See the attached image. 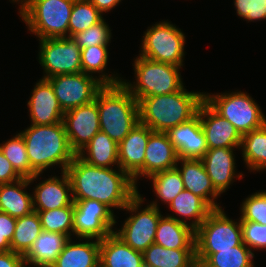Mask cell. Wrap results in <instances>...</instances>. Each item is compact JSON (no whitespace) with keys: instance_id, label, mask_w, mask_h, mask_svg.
<instances>
[{"instance_id":"1","label":"cell","mask_w":266,"mask_h":267,"mask_svg":"<svg viewBox=\"0 0 266 267\" xmlns=\"http://www.w3.org/2000/svg\"><path fill=\"white\" fill-rule=\"evenodd\" d=\"M66 172L72 185L73 200H97L114 210H123L138 193L133 179L120 168L88 164L78 155Z\"/></svg>"},{"instance_id":"2","label":"cell","mask_w":266,"mask_h":267,"mask_svg":"<svg viewBox=\"0 0 266 267\" xmlns=\"http://www.w3.org/2000/svg\"><path fill=\"white\" fill-rule=\"evenodd\" d=\"M26 146L30 162V178L37 173L66 171L76 153L72 150L63 122L52 125L29 124L19 132ZM56 166V167H55Z\"/></svg>"},{"instance_id":"3","label":"cell","mask_w":266,"mask_h":267,"mask_svg":"<svg viewBox=\"0 0 266 267\" xmlns=\"http://www.w3.org/2000/svg\"><path fill=\"white\" fill-rule=\"evenodd\" d=\"M204 93L184 87L171 94L145 97L138 102L139 122L152 131L167 132L198 114Z\"/></svg>"},{"instance_id":"4","label":"cell","mask_w":266,"mask_h":267,"mask_svg":"<svg viewBox=\"0 0 266 267\" xmlns=\"http://www.w3.org/2000/svg\"><path fill=\"white\" fill-rule=\"evenodd\" d=\"M100 131L119 144L139 123L138 101L122 84L104 85L96 94Z\"/></svg>"},{"instance_id":"5","label":"cell","mask_w":266,"mask_h":267,"mask_svg":"<svg viewBox=\"0 0 266 267\" xmlns=\"http://www.w3.org/2000/svg\"><path fill=\"white\" fill-rule=\"evenodd\" d=\"M134 80L122 79V84L139 102L149 96L171 94L182 90L185 85L181 75L183 67L156 62L137 56L133 58Z\"/></svg>"},{"instance_id":"6","label":"cell","mask_w":266,"mask_h":267,"mask_svg":"<svg viewBox=\"0 0 266 267\" xmlns=\"http://www.w3.org/2000/svg\"><path fill=\"white\" fill-rule=\"evenodd\" d=\"M73 0H28L20 9V20L38 39L68 37Z\"/></svg>"},{"instance_id":"7","label":"cell","mask_w":266,"mask_h":267,"mask_svg":"<svg viewBox=\"0 0 266 267\" xmlns=\"http://www.w3.org/2000/svg\"><path fill=\"white\" fill-rule=\"evenodd\" d=\"M236 220V221H235ZM196 262L203 263L212 253L243 243L240 217L232 219L224 207L214 209L195 230Z\"/></svg>"},{"instance_id":"8","label":"cell","mask_w":266,"mask_h":267,"mask_svg":"<svg viewBox=\"0 0 266 267\" xmlns=\"http://www.w3.org/2000/svg\"><path fill=\"white\" fill-rule=\"evenodd\" d=\"M204 100L226 118L241 136L266 124V115L260 105L245 91L205 92Z\"/></svg>"},{"instance_id":"9","label":"cell","mask_w":266,"mask_h":267,"mask_svg":"<svg viewBox=\"0 0 266 267\" xmlns=\"http://www.w3.org/2000/svg\"><path fill=\"white\" fill-rule=\"evenodd\" d=\"M146 200L138 188V193L122 210L126 211L125 214L129 213L128 216L123 224L121 222L119 228L114 229V233L126 244L142 253L154 243L158 222L164 215L161 209L149 204Z\"/></svg>"},{"instance_id":"10","label":"cell","mask_w":266,"mask_h":267,"mask_svg":"<svg viewBox=\"0 0 266 267\" xmlns=\"http://www.w3.org/2000/svg\"><path fill=\"white\" fill-rule=\"evenodd\" d=\"M155 23V24H154ZM143 32L139 56L156 62L169 63L183 67L185 65L186 35L172 21L154 22Z\"/></svg>"},{"instance_id":"11","label":"cell","mask_w":266,"mask_h":267,"mask_svg":"<svg viewBox=\"0 0 266 267\" xmlns=\"http://www.w3.org/2000/svg\"><path fill=\"white\" fill-rule=\"evenodd\" d=\"M38 62L43 69L41 78L82 72L81 48L72 37L38 39Z\"/></svg>"},{"instance_id":"12","label":"cell","mask_w":266,"mask_h":267,"mask_svg":"<svg viewBox=\"0 0 266 267\" xmlns=\"http://www.w3.org/2000/svg\"><path fill=\"white\" fill-rule=\"evenodd\" d=\"M73 237L102 240L114 232L117 215L97 200H73ZM117 220V221H116Z\"/></svg>"},{"instance_id":"13","label":"cell","mask_w":266,"mask_h":267,"mask_svg":"<svg viewBox=\"0 0 266 267\" xmlns=\"http://www.w3.org/2000/svg\"><path fill=\"white\" fill-rule=\"evenodd\" d=\"M63 111L88 104L104 86L95 77L83 72L47 78Z\"/></svg>"},{"instance_id":"14","label":"cell","mask_w":266,"mask_h":267,"mask_svg":"<svg viewBox=\"0 0 266 267\" xmlns=\"http://www.w3.org/2000/svg\"><path fill=\"white\" fill-rule=\"evenodd\" d=\"M58 174L60 176H56L54 173L45 179L43 178V173H37L29 179L30 185H35L32 188L34 211L74 206L70 178L66 171ZM36 180H40V182L37 184Z\"/></svg>"},{"instance_id":"15","label":"cell","mask_w":266,"mask_h":267,"mask_svg":"<svg viewBox=\"0 0 266 267\" xmlns=\"http://www.w3.org/2000/svg\"><path fill=\"white\" fill-rule=\"evenodd\" d=\"M62 122L70 146L77 155L100 131L96 97L88 104L65 111Z\"/></svg>"},{"instance_id":"16","label":"cell","mask_w":266,"mask_h":267,"mask_svg":"<svg viewBox=\"0 0 266 267\" xmlns=\"http://www.w3.org/2000/svg\"><path fill=\"white\" fill-rule=\"evenodd\" d=\"M152 132L149 127L139 122L118 144L119 168L133 179L137 187L140 183L138 181L144 179V158Z\"/></svg>"},{"instance_id":"17","label":"cell","mask_w":266,"mask_h":267,"mask_svg":"<svg viewBox=\"0 0 266 267\" xmlns=\"http://www.w3.org/2000/svg\"><path fill=\"white\" fill-rule=\"evenodd\" d=\"M240 148H215L208 151L201 158L205 170L212 181L214 188L222 195L229 191L230 186L245 178L244 172L237 170V155L234 151ZM240 179V180H239Z\"/></svg>"},{"instance_id":"18","label":"cell","mask_w":266,"mask_h":267,"mask_svg":"<svg viewBox=\"0 0 266 267\" xmlns=\"http://www.w3.org/2000/svg\"><path fill=\"white\" fill-rule=\"evenodd\" d=\"M198 114L208 149L240 148V133L205 100L201 103Z\"/></svg>"},{"instance_id":"19","label":"cell","mask_w":266,"mask_h":267,"mask_svg":"<svg viewBox=\"0 0 266 267\" xmlns=\"http://www.w3.org/2000/svg\"><path fill=\"white\" fill-rule=\"evenodd\" d=\"M27 101L30 124L52 125L63 121L64 111L61 108L51 83L40 78L35 83Z\"/></svg>"},{"instance_id":"20","label":"cell","mask_w":266,"mask_h":267,"mask_svg":"<svg viewBox=\"0 0 266 267\" xmlns=\"http://www.w3.org/2000/svg\"><path fill=\"white\" fill-rule=\"evenodd\" d=\"M166 134L174 145L179 159H201L208 151L199 114L170 128Z\"/></svg>"},{"instance_id":"21","label":"cell","mask_w":266,"mask_h":267,"mask_svg":"<svg viewBox=\"0 0 266 267\" xmlns=\"http://www.w3.org/2000/svg\"><path fill=\"white\" fill-rule=\"evenodd\" d=\"M176 168L181 174L185 190L203 198L213 209L223 208L217 202L221 194L214 188L201 159H179Z\"/></svg>"},{"instance_id":"22","label":"cell","mask_w":266,"mask_h":267,"mask_svg":"<svg viewBox=\"0 0 266 267\" xmlns=\"http://www.w3.org/2000/svg\"><path fill=\"white\" fill-rule=\"evenodd\" d=\"M178 154L166 132L153 131L146 147L144 158V179L160 171L173 169L178 162Z\"/></svg>"},{"instance_id":"23","label":"cell","mask_w":266,"mask_h":267,"mask_svg":"<svg viewBox=\"0 0 266 267\" xmlns=\"http://www.w3.org/2000/svg\"><path fill=\"white\" fill-rule=\"evenodd\" d=\"M69 239L65 234L42 230L23 255L25 267H51Z\"/></svg>"},{"instance_id":"24","label":"cell","mask_w":266,"mask_h":267,"mask_svg":"<svg viewBox=\"0 0 266 267\" xmlns=\"http://www.w3.org/2000/svg\"><path fill=\"white\" fill-rule=\"evenodd\" d=\"M167 208L171 213H167L166 216L190 226L193 230H196L214 210L203 198L185 189Z\"/></svg>"},{"instance_id":"25","label":"cell","mask_w":266,"mask_h":267,"mask_svg":"<svg viewBox=\"0 0 266 267\" xmlns=\"http://www.w3.org/2000/svg\"><path fill=\"white\" fill-rule=\"evenodd\" d=\"M100 240L70 238L51 267H96L99 264Z\"/></svg>"},{"instance_id":"26","label":"cell","mask_w":266,"mask_h":267,"mask_svg":"<svg viewBox=\"0 0 266 267\" xmlns=\"http://www.w3.org/2000/svg\"><path fill=\"white\" fill-rule=\"evenodd\" d=\"M99 263L103 267H143L142 252L134 250L114 232L100 240Z\"/></svg>"},{"instance_id":"27","label":"cell","mask_w":266,"mask_h":267,"mask_svg":"<svg viewBox=\"0 0 266 267\" xmlns=\"http://www.w3.org/2000/svg\"><path fill=\"white\" fill-rule=\"evenodd\" d=\"M29 187L32 186L28 178L0 184V211L14 218L32 213L34 211L33 195Z\"/></svg>"},{"instance_id":"28","label":"cell","mask_w":266,"mask_h":267,"mask_svg":"<svg viewBox=\"0 0 266 267\" xmlns=\"http://www.w3.org/2000/svg\"><path fill=\"white\" fill-rule=\"evenodd\" d=\"M110 45H96L81 49L82 72L95 77L103 85L122 83V75L108 68ZM116 73V74H115ZM121 75V77H120Z\"/></svg>"},{"instance_id":"29","label":"cell","mask_w":266,"mask_h":267,"mask_svg":"<svg viewBox=\"0 0 266 267\" xmlns=\"http://www.w3.org/2000/svg\"><path fill=\"white\" fill-rule=\"evenodd\" d=\"M195 230L174 218L163 215L157 226L154 243L168 249H195Z\"/></svg>"},{"instance_id":"30","label":"cell","mask_w":266,"mask_h":267,"mask_svg":"<svg viewBox=\"0 0 266 267\" xmlns=\"http://www.w3.org/2000/svg\"><path fill=\"white\" fill-rule=\"evenodd\" d=\"M77 155L93 166L119 168L118 144L102 131H99Z\"/></svg>"},{"instance_id":"31","label":"cell","mask_w":266,"mask_h":267,"mask_svg":"<svg viewBox=\"0 0 266 267\" xmlns=\"http://www.w3.org/2000/svg\"><path fill=\"white\" fill-rule=\"evenodd\" d=\"M142 254L147 267H192L196 263L195 249H168L153 243Z\"/></svg>"},{"instance_id":"32","label":"cell","mask_w":266,"mask_h":267,"mask_svg":"<svg viewBox=\"0 0 266 267\" xmlns=\"http://www.w3.org/2000/svg\"><path fill=\"white\" fill-rule=\"evenodd\" d=\"M240 152L250 173L266 171V124L242 136Z\"/></svg>"},{"instance_id":"33","label":"cell","mask_w":266,"mask_h":267,"mask_svg":"<svg viewBox=\"0 0 266 267\" xmlns=\"http://www.w3.org/2000/svg\"><path fill=\"white\" fill-rule=\"evenodd\" d=\"M148 180L152 182V192L156 196V199L149 203L159 209L161 206L159 201L167 207L185 189L181 174L176 167L155 173L147 178V182Z\"/></svg>"},{"instance_id":"34","label":"cell","mask_w":266,"mask_h":267,"mask_svg":"<svg viewBox=\"0 0 266 267\" xmlns=\"http://www.w3.org/2000/svg\"><path fill=\"white\" fill-rule=\"evenodd\" d=\"M42 231L36 211L16 218V227L11 241V251L24 255Z\"/></svg>"},{"instance_id":"35","label":"cell","mask_w":266,"mask_h":267,"mask_svg":"<svg viewBox=\"0 0 266 267\" xmlns=\"http://www.w3.org/2000/svg\"><path fill=\"white\" fill-rule=\"evenodd\" d=\"M255 255L242 243L239 246L212 253L203 263L204 267H255Z\"/></svg>"},{"instance_id":"36","label":"cell","mask_w":266,"mask_h":267,"mask_svg":"<svg viewBox=\"0 0 266 267\" xmlns=\"http://www.w3.org/2000/svg\"><path fill=\"white\" fill-rule=\"evenodd\" d=\"M0 150L22 178L30 179V162L25 141L18 131L0 143Z\"/></svg>"},{"instance_id":"37","label":"cell","mask_w":266,"mask_h":267,"mask_svg":"<svg viewBox=\"0 0 266 267\" xmlns=\"http://www.w3.org/2000/svg\"><path fill=\"white\" fill-rule=\"evenodd\" d=\"M103 18V14L90 1H74L70 14L68 37L85 31Z\"/></svg>"},{"instance_id":"38","label":"cell","mask_w":266,"mask_h":267,"mask_svg":"<svg viewBox=\"0 0 266 267\" xmlns=\"http://www.w3.org/2000/svg\"><path fill=\"white\" fill-rule=\"evenodd\" d=\"M36 212L39 215L42 230L62 233L73 238L74 206Z\"/></svg>"},{"instance_id":"39","label":"cell","mask_w":266,"mask_h":267,"mask_svg":"<svg viewBox=\"0 0 266 267\" xmlns=\"http://www.w3.org/2000/svg\"><path fill=\"white\" fill-rule=\"evenodd\" d=\"M240 221L266 225V190L249 194L240 204Z\"/></svg>"},{"instance_id":"40","label":"cell","mask_w":266,"mask_h":267,"mask_svg":"<svg viewBox=\"0 0 266 267\" xmlns=\"http://www.w3.org/2000/svg\"><path fill=\"white\" fill-rule=\"evenodd\" d=\"M111 31L112 29L108 22L103 18L97 24L75 34L72 38L81 49L96 45H110L112 39Z\"/></svg>"},{"instance_id":"41","label":"cell","mask_w":266,"mask_h":267,"mask_svg":"<svg viewBox=\"0 0 266 267\" xmlns=\"http://www.w3.org/2000/svg\"><path fill=\"white\" fill-rule=\"evenodd\" d=\"M243 243L253 252L266 251V225L254 221H241Z\"/></svg>"},{"instance_id":"42","label":"cell","mask_w":266,"mask_h":267,"mask_svg":"<svg viewBox=\"0 0 266 267\" xmlns=\"http://www.w3.org/2000/svg\"><path fill=\"white\" fill-rule=\"evenodd\" d=\"M237 16L249 22L266 20V0H233Z\"/></svg>"},{"instance_id":"43","label":"cell","mask_w":266,"mask_h":267,"mask_svg":"<svg viewBox=\"0 0 266 267\" xmlns=\"http://www.w3.org/2000/svg\"><path fill=\"white\" fill-rule=\"evenodd\" d=\"M15 227L16 218L0 211V252L11 251Z\"/></svg>"},{"instance_id":"44","label":"cell","mask_w":266,"mask_h":267,"mask_svg":"<svg viewBox=\"0 0 266 267\" xmlns=\"http://www.w3.org/2000/svg\"><path fill=\"white\" fill-rule=\"evenodd\" d=\"M21 178L0 150V184L15 182Z\"/></svg>"},{"instance_id":"45","label":"cell","mask_w":266,"mask_h":267,"mask_svg":"<svg viewBox=\"0 0 266 267\" xmlns=\"http://www.w3.org/2000/svg\"><path fill=\"white\" fill-rule=\"evenodd\" d=\"M0 267H25L23 255L13 251L0 252Z\"/></svg>"},{"instance_id":"46","label":"cell","mask_w":266,"mask_h":267,"mask_svg":"<svg viewBox=\"0 0 266 267\" xmlns=\"http://www.w3.org/2000/svg\"><path fill=\"white\" fill-rule=\"evenodd\" d=\"M123 0H90V2L103 14L111 12Z\"/></svg>"},{"instance_id":"47","label":"cell","mask_w":266,"mask_h":267,"mask_svg":"<svg viewBox=\"0 0 266 267\" xmlns=\"http://www.w3.org/2000/svg\"><path fill=\"white\" fill-rule=\"evenodd\" d=\"M10 3H14L18 5L19 7L17 9H20L28 0H9Z\"/></svg>"},{"instance_id":"48","label":"cell","mask_w":266,"mask_h":267,"mask_svg":"<svg viewBox=\"0 0 266 267\" xmlns=\"http://www.w3.org/2000/svg\"><path fill=\"white\" fill-rule=\"evenodd\" d=\"M192 267H204L201 263L196 262Z\"/></svg>"},{"instance_id":"49","label":"cell","mask_w":266,"mask_h":267,"mask_svg":"<svg viewBox=\"0 0 266 267\" xmlns=\"http://www.w3.org/2000/svg\"><path fill=\"white\" fill-rule=\"evenodd\" d=\"M73 1H90V0H73Z\"/></svg>"},{"instance_id":"50","label":"cell","mask_w":266,"mask_h":267,"mask_svg":"<svg viewBox=\"0 0 266 267\" xmlns=\"http://www.w3.org/2000/svg\"><path fill=\"white\" fill-rule=\"evenodd\" d=\"M96 267H103L100 263Z\"/></svg>"}]
</instances>
